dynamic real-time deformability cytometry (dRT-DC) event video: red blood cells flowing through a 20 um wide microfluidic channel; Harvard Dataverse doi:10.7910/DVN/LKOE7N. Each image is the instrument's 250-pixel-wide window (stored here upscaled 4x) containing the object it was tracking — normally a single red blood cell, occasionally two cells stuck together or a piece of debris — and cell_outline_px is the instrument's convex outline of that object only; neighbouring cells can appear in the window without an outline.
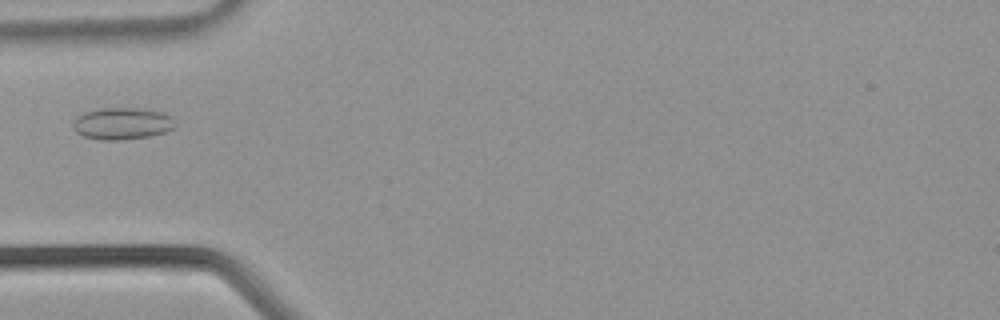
{"species": "common noctule bat (a hibernating species)", "species_latin": "Nyctalus noctula", "temperature_condition": "warm", "stored_images_in_passage": 24, "camera_frame_rate_fps": 3000, "um_per_image_px": 0.085, "animal": {"sex": "male", "body_mass_g": 21.5, "forearm_length_mm": 52.0}, "frame": {"image": 1, "passage_image": 2, "time_ms": 0.333, "image_size_px": [1000, 320], "cell_outline_px": [[176, 128], [164, 132], [148, 136], [120, 140], [100, 140], [84, 136], [76, 132], [72, 128], [72, 124], [76, 116], [84, 112], [100, 108], [140, 108], [164, 112], [172, 116], [176, 124]], "centroid_in_image_um": [10.39, 10.49], "position_along_channel_um": 74.6, "area_um2": 19.25}}
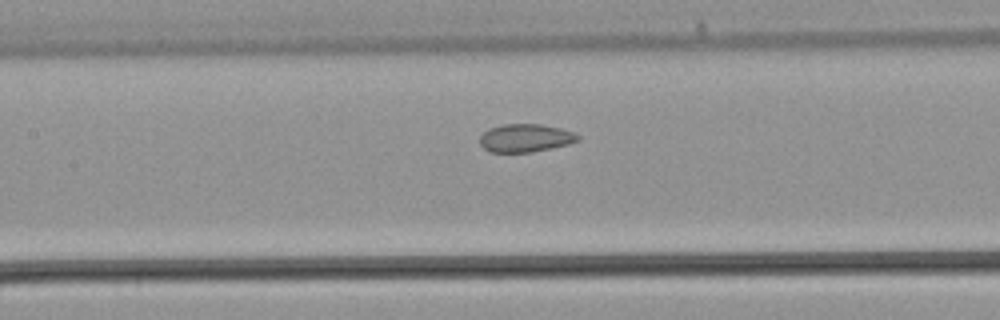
{"frame": {"image": 2, "passage_image": 7, "time_ms": 2.0, "image_size_px": [1000, 320], "cell_outline_px": [[580, 140], [568, 144], [552, 148], [532, 152], [488, 152], [480, 144], [480, 136], [488, 128], [504, 124], [540, 124], [560, 128], [572, 132], [580, 136]], "centroid_in_image_um": [44.65, 11.73], "position_along_channel_um": 162.8, "area_um2": 16.07}}
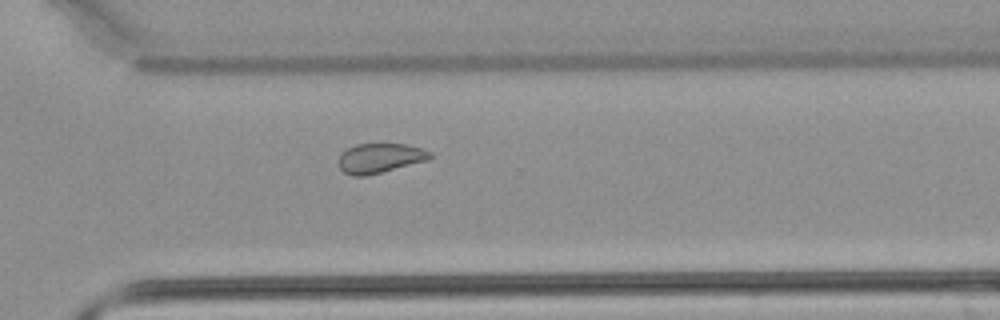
{"frame": {"image": 3, "passage_image": 17, "time_ms": 5.333, "image_size_px": [1000, 320], "cell_outline_px": [[432, 156], [428, 160], [364, 176], [352, 176], [344, 172], [340, 168], [340, 152], [356, 144], [404, 144], [420, 148], [432, 152]], "centroid_in_image_um": [32.28, 13.43], "position_along_channel_um": 338.3, "area_um2": 15.55}}